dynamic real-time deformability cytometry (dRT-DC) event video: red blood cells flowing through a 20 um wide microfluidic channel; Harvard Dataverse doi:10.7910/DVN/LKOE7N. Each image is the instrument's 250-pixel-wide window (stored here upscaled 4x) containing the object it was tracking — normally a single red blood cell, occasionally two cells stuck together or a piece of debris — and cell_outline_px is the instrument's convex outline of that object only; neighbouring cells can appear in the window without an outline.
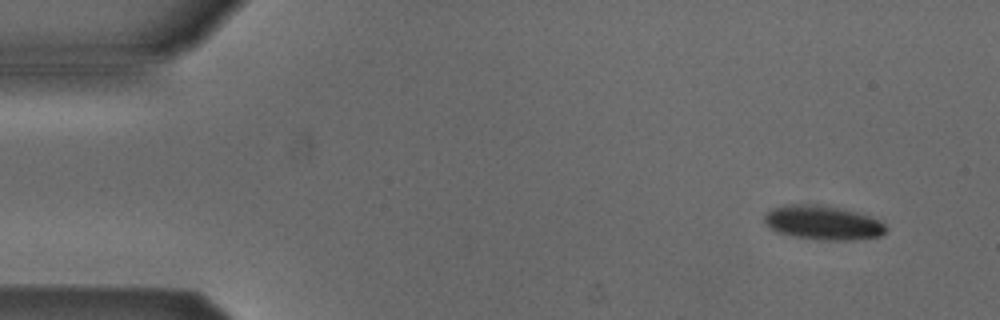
{"species": "Egyptian fruit bat (a non-hibernating species)", "species_latin": "Rousettus aegyptiacus", "temperature_condition": "cold", "stored_images_in_passage": 4, "camera_frame_rate_fps": 3000, "um_per_image_px": 0.085, "animal": {"sex": "male"}, "frame": {"image": 1, "passage_image": 1, "time_ms": 0.0, "image_size_px": [1000, 320], "cell_outline_px": [[888, 228], [880, 236], [852, 240], [820, 240], [792, 236], [776, 232], [768, 228], [764, 220], [764, 216], [772, 208], [788, 204], [816, 204], [856, 212], [868, 216], [884, 224]], "centroid_in_image_um": [69.89, 18.94], "position_along_channel_um": 15.1, "area_um2": 24.04}}
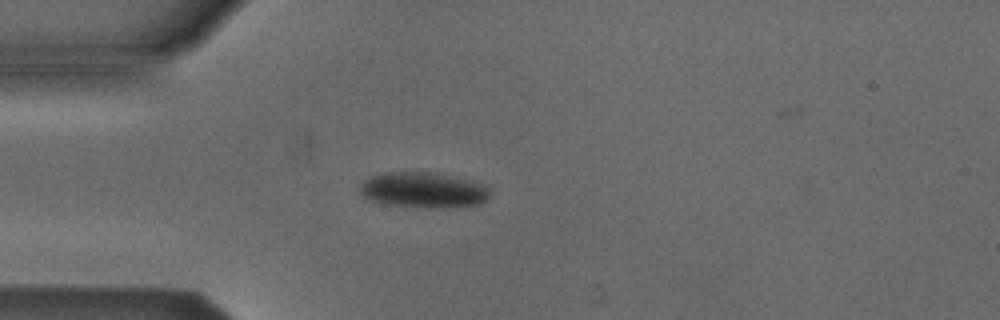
{"frame": {"image": 2, "passage_image": 4, "time_ms": 3.333, "image_size_px": [1000, 320], "cell_outline_px": [[492, 192], [488, 200], [480, 204], [444, 208], [424, 208], [384, 204], [368, 200], [360, 192], [360, 184], [368, 176], [384, 172], [428, 172], [468, 180], [480, 184], [488, 188]], "centroid_in_image_um": [35.95, 16.17], "position_along_channel_um": 49.1, "area_um2": 27.11}}